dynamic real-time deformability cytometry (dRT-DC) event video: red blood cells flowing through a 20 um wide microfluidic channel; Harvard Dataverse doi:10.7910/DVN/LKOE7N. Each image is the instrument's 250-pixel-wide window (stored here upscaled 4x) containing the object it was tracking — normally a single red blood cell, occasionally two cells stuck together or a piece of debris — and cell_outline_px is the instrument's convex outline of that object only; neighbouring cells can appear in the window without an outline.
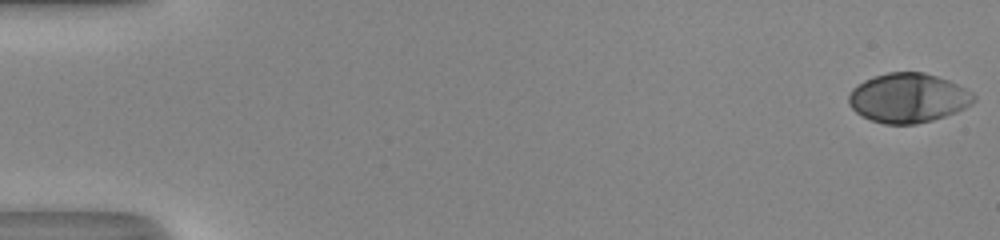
{"species": "human", "species_latin": "Homo sapiens", "temperature_condition": "room temperature", "stored_images_in_passage": 3, "camera_frame_rate_fps": 3000, "um_per_image_px": 0.085, "donor": {"sex": "male"}, "frame": {"image": 1, "passage_image": 1, "time_ms": 0.0, "image_size_px": [1000, 240], "cell_outline_px": [[976, 100], [972, 104], [956, 112], [932, 120], [916, 124], [884, 124], [860, 116], [848, 104], [848, 96], [852, 88], [864, 80], [888, 72], [924, 72], [948, 80], [972, 92], [976, 96]], "centroid_in_image_um": [77.18, 8.33], "position_along_channel_um": 7.8, "area_um2": 36.01}}